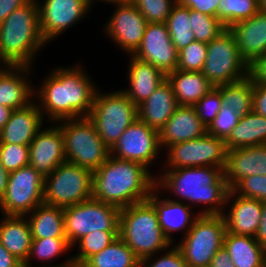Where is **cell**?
Here are the masks:
<instances>
[{"mask_svg":"<svg viewBox=\"0 0 266 267\" xmlns=\"http://www.w3.org/2000/svg\"><path fill=\"white\" fill-rule=\"evenodd\" d=\"M82 66L56 67L34 88V101L47 122L89 116L98 86Z\"/></svg>","mask_w":266,"mask_h":267,"instance_id":"cell-1","label":"cell"},{"mask_svg":"<svg viewBox=\"0 0 266 267\" xmlns=\"http://www.w3.org/2000/svg\"><path fill=\"white\" fill-rule=\"evenodd\" d=\"M223 169L219 167L162 169L161 172L154 174L156 187L160 191L167 190L169 194L171 192L173 196L180 198L176 200L169 198L172 201H183V203L186 201L191 208L195 205L204 206V209L198 211L199 215H220L225 211L229 192Z\"/></svg>","mask_w":266,"mask_h":267,"instance_id":"cell-2","label":"cell"},{"mask_svg":"<svg viewBox=\"0 0 266 267\" xmlns=\"http://www.w3.org/2000/svg\"><path fill=\"white\" fill-rule=\"evenodd\" d=\"M140 163L109 155L92 175V198L121 208L146 201L156 176Z\"/></svg>","mask_w":266,"mask_h":267,"instance_id":"cell-3","label":"cell"},{"mask_svg":"<svg viewBox=\"0 0 266 267\" xmlns=\"http://www.w3.org/2000/svg\"><path fill=\"white\" fill-rule=\"evenodd\" d=\"M40 30L39 6L36 0L14 10L0 23V65L30 66L47 46Z\"/></svg>","mask_w":266,"mask_h":267,"instance_id":"cell-4","label":"cell"},{"mask_svg":"<svg viewBox=\"0 0 266 267\" xmlns=\"http://www.w3.org/2000/svg\"><path fill=\"white\" fill-rule=\"evenodd\" d=\"M119 237L141 261L172 246L148 200L120 209Z\"/></svg>","mask_w":266,"mask_h":267,"instance_id":"cell-5","label":"cell"},{"mask_svg":"<svg viewBox=\"0 0 266 267\" xmlns=\"http://www.w3.org/2000/svg\"><path fill=\"white\" fill-rule=\"evenodd\" d=\"M64 138L66 162L97 170L109 157L110 148L103 142L88 117L56 122Z\"/></svg>","mask_w":266,"mask_h":267,"instance_id":"cell-6","label":"cell"},{"mask_svg":"<svg viewBox=\"0 0 266 267\" xmlns=\"http://www.w3.org/2000/svg\"><path fill=\"white\" fill-rule=\"evenodd\" d=\"M98 89L88 118L111 149L121 134L138 119V107L120 89L101 93Z\"/></svg>","mask_w":266,"mask_h":267,"instance_id":"cell-7","label":"cell"},{"mask_svg":"<svg viewBox=\"0 0 266 267\" xmlns=\"http://www.w3.org/2000/svg\"><path fill=\"white\" fill-rule=\"evenodd\" d=\"M225 219L220 215H199L190 230L176 244L189 267H208L223 246Z\"/></svg>","mask_w":266,"mask_h":267,"instance_id":"cell-8","label":"cell"},{"mask_svg":"<svg viewBox=\"0 0 266 267\" xmlns=\"http://www.w3.org/2000/svg\"><path fill=\"white\" fill-rule=\"evenodd\" d=\"M92 175L88 168L68 162L60 164L44 178V203L65 208L92 198Z\"/></svg>","mask_w":266,"mask_h":267,"instance_id":"cell-9","label":"cell"},{"mask_svg":"<svg viewBox=\"0 0 266 267\" xmlns=\"http://www.w3.org/2000/svg\"><path fill=\"white\" fill-rule=\"evenodd\" d=\"M201 72L214 87L248 76V64L240 56L236 39L229 28L207 43V56Z\"/></svg>","mask_w":266,"mask_h":267,"instance_id":"cell-10","label":"cell"},{"mask_svg":"<svg viewBox=\"0 0 266 267\" xmlns=\"http://www.w3.org/2000/svg\"><path fill=\"white\" fill-rule=\"evenodd\" d=\"M66 239L71 247L95 230L119 231L120 208L90 198L79 204L64 208Z\"/></svg>","mask_w":266,"mask_h":267,"instance_id":"cell-11","label":"cell"},{"mask_svg":"<svg viewBox=\"0 0 266 267\" xmlns=\"http://www.w3.org/2000/svg\"><path fill=\"white\" fill-rule=\"evenodd\" d=\"M166 151L162 169L225 167V141L208 133L194 140L173 144Z\"/></svg>","mask_w":266,"mask_h":267,"instance_id":"cell-12","label":"cell"},{"mask_svg":"<svg viewBox=\"0 0 266 267\" xmlns=\"http://www.w3.org/2000/svg\"><path fill=\"white\" fill-rule=\"evenodd\" d=\"M44 177L32 166L27 165L9 174L0 211L4 215L25 216L44 203Z\"/></svg>","mask_w":266,"mask_h":267,"instance_id":"cell-13","label":"cell"},{"mask_svg":"<svg viewBox=\"0 0 266 267\" xmlns=\"http://www.w3.org/2000/svg\"><path fill=\"white\" fill-rule=\"evenodd\" d=\"M159 132L137 119L110 149V155L137 162L149 169L160 156ZM150 165V166H149Z\"/></svg>","mask_w":266,"mask_h":267,"instance_id":"cell-14","label":"cell"},{"mask_svg":"<svg viewBox=\"0 0 266 267\" xmlns=\"http://www.w3.org/2000/svg\"><path fill=\"white\" fill-rule=\"evenodd\" d=\"M39 6L40 30L43 39L51 43L60 34L88 17L90 0H36ZM43 1V2H42Z\"/></svg>","mask_w":266,"mask_h":267,"instance_id":"cell-15","label":"cell"},{"mask_svg":"<svg viewBox=\"0 0 266 267\" xmlns=\"http://www.w3.org/2000/svg\"><path fill=\"white\" fill-rule=\"evenodd\" d=\"M113 5L116 9L103 26L105 35L126 54L133 55L141 45L148 22L132 2Z\"/></svg>","mask_w":266,"mask_h":267,"instance_id":"cell-16","label":"cell"},{"mask_svg":"<svg viewBox=\"0 0 266 267\" xmlns=\"http://www.w3.org/2000/svg\"><path fill=\"white\" fill-rule=\"evenodd\" d=\"M165 75L177 69L178 51L171 41L166 23H147L141 45L133 54Z\"/></svg>","mask_w":266,"mask_h":267,"instance_id":"cell-17","label":"cell"},{"mask_svg":"<svg viewBox=\"0 0 266 267\" xmlns=\"http://www.w3.org/2000/svg\"><path fill=\"white\" fill-rule=\"evenodd\" d=\"M41 128L29 144V165L44 178L66 162L64 138L58 124Z\"/></svg>","mask_w":266,"mask_h":267,"instance_id":"cell-18","label":"cell"},{"mask_svg":"<svg viewBox=\"0 0 266 267\" xmlns=\"http://www.w3.org/2000/svg\"><path fill=\"white\" fill-rule=\"evenodd\" d=\"M223 173L229 190L246 177L266 175V144L227 150Z\"/></svg>","mask_w":266,"mask_h":267,"instance_id":"cell-19","label":"cell"},{"mask_svg":"<svg viewBox=\"0 0 266 267\" xmlns=\"http://www.w3.org/2000/svg\"><path fill=\"white\" fill-rule=\"evenodd\" d=\"M225 206L228 211H224L222 215L225 219L226 231L254 237L260 224L262 201L246 198L229 190Z\"/></svg>","mask_w":266,"mask_h":267,"instance_id":"cell-20","label":"cell"},{"mask_svg":"<svg viewBox=\"0 0 266 267\" xmlns=\"http://www.w3.org/2000/svg\"><path fill=\"white\" fill-rule=\"evenodd\" d=\"M160 192L159 188L155 187L147 200L154 206L161 229L173 244L176 243L173 233L180 232L185 236L199 214L196 212L194 215L192 208L186 203L172 201L169 197L163 198Z\"/></svg>","mask_w":266,"mask_h":267,"instance_id":"cell-21","label":"cell"},{"mask_svg":"<svg viewBox=\"0 0 266 267\" xmlns=\"http://www.w3.org/2000/svg\"><path fill=\"white\" fill-rule=\"evenodd\" d=\"M32 69L30 66L2 65L1 67L0 65L1 105L16 110L24 108L34 101L35 87L29 80Z\"/></svg>","mask_w":266,"mask_h":267,"instance_id":"cell-22","label":"cell"},{"mask_svg":"<svg viewBox=\"0 0 266 267\" xmlns=\"http://www.w3.org/2000/svg\"><path fill=\"white\" fill-rule=\"evenodd\" d=\"M206 133L207 127L198 117L194 106L179 105L159 131L161 150L173 144L202 137Z\"/></svg>","mask_w":266,"mask_h":267,"instance_id":"cell-23","label":"cell"},{"mask_svg":"<svg viewBox=\"0 0 266 267\" xmlns=\"http://www.w3.org/2000/svg\"><path fill=\"white\" fill-rule=\"evenodd\" d=\"M233 32L240 56L250 65L256 58L266 54V13L259 11L249 19L234 23Z\"/></svg>","mask_w":266,"mask_h":267,"instance_id":"cell-24","label":"cell"},{"mask_svg":"<svg viewBox=\"0 0 266 267\" xmlns=\"http://www.w3.org/2000/svg\"><path fill=\"white\" fill-rule=\"evenodd\" d=\"M44 117L37 103L13 110L6 125L0 131V143L29 145L43 127Z\"/></svg>","mask_w":266,"mask_h":267,"instance_id":"cell-25","label":"cell"},{"mask_svg":"<svg viewBox=\"0 0 266 267\" xmlns=\"http://www.w3.org/2000/svg\"><path fill=\"white\" fill-rule=\"evenodd\" d=\"M128 88L121 89L138 107L166 80V75L150 63L129 56Z\"/></svg>","mask_w":266,"mask_h":267,"instance_id":"cell-26","label":"cell"},{"mask_svg":"<svg viewBox=\"0 0 266 267\" xmlns=\"http://www.w3.org/2000/svg\"><path fill=\"white\" fill-rule=\"evenodd\" d=\"M178 106L172 86L166 79L138 106V119L159 132Z\"/></svg>","mask_w":266,"mask_h":267,"instance_id":"cell-27","label":"cell"},{"mask_svg":"<svg viewBox=\"0 0 266 267\" xmlns=\"http://www.w3.org/2000/svg\"><path fill=\"white\" fill-rule=\"evenodd\" d=\"M32 240L26 216L4 215L0 219V243L23 264L29 256Z\"/></svg>","mask_w":266,"mask_h":267,"instance_id":"cell-28","label":"cell"},{"mask_svg":"<svg viewBox=\"0 0 266 267\" xmlns=\"http://www.w3.org/2000/svg\"><path fill=\"white\" fill-rule=\"evenodd\" d=\"M171 84L178 105L194 106L214 86L202 72L174 70L166 75Z\"/></svg>","mask_w":266,"mask_h":267,"instance_id":"cell-29","label":"cell"},{"mask_svg":"<svg viewBox=\"0 0 266 267\" xmlns=\"http://www.w3.org/2000/svg\"><path fill=\"white\" fill-rule=\"evenodd\" d=\"M223 246L235 267H266V250L254 237L226 231Z\"/></svg>","mask_w":266,"mask_h":267,"instance_id":"cell-30","label":"cell"},{"mask_svg":"<svg viewBox=\"0 0 266 267\" xmlns=\"http://www.w3.org/2000/svg\"><path fill=\"white\" fill-rule=\"evenodd\" d=\"M63 213L64 208L43 203L25 215L32 238H66Z\"/></svg>","mask_w":266,"mask_h":267,"instance_id":"cell-31","label":"cell"},{"mask_svg":"<svg viewBox=\"0 0 266 267\" xmlns=\"http://www.w3.org/2000/svg\"><path fill=\"white\" fill-rule=\"evenodd\" d=\"M266 144V118L251 111L242 115L225 140L227 150Z\"/></svg>","mask_w":266,"mask_h":267,"instance_id":"cell-32","label":"cell"},{"mask_svg":"<svg viewBox=\"0 0 266 267\" xmlns=\"http://www.w3.org/2000/svg\"><path fill=\"white\" fill-rule=\"evenodd\" d=\"M84 264L86 267H141V260L120 237H117Z\"/></svg>","mask_w":266,"mask_h":267,"instance_id":"cell-33","label":"cell"},{"mask_svg":"<svg viewBox=\"0 0 266 267\" xmlns=\"http://www.w3.org/2000/svg\"><path fill=\"white\" fill-rule=\"evenodd\" d=\"M220 95L222 104L239 115L250 113L253 105V81L247 76L237 82L220 85Z\"/></svg>","mask_w":266,"mask_h":267,"instance_id":"cell-34","label":"cell"},{"mask_svg":"<svg viewBox=\"0 0 266 267\" xmlns=\"http://www.w3.org/2000/svg\"><path fill=\"white\" fill-rule=\"evenodd\" d=\"M190 23V8L176 2L171 9L166 24L171 41L177 51L195 41Z\"/></svg>","mask_w":266,"mask_h":267,"instance_id":"cell-35","label":"cell"},{"mask_svg":"<svg viewBox=\"0 0 266 267\" xmlns=\"http://www.w3.org/2000/svg\"><path fill=\"white\" fill-rule=\"evenodd\" d=\"M71 249L73 248L70 246L66 238L48 237L42 239H33L29 256L23 266L32 267L30 263L34 258L38 260V262L40 260L41 263H46L45 265H42V267H52L54 264L50 265V263L53 260L56 261L55 258L61 257L62 254L64 255L65 253H69Z\"/></svg>","mask_w":266,"mask_h":267,"instance_id":"cell-36","label":"cell"},{"mask_svg":"<svg viewBox=\"0 0 266 267\" xmlns=\"http://www.w3.org/2000/svg\"><path fill=\"white\" fill-rule=\"evenodd\" d=\"M259 0H220L218 19L226 28L259 12Z\"/></svg>","mask_w":266,"mask_h":267,"instance_id":"cell-37","label":"cell"},{"mask_svg":"<svg viewBox=\"0 0 266 267\" xmlns=\"http://www.w3.org/2000/svg\"><path fill=\"white\" fill-rule=\"evenodd\" d=\"M117 237L119 231L95 230L80 238L75 244L77 245L76 255L72 259L85 263L91 256L109 246Z\"/></svg>","mask_w":266,"mask_h":267,"instance_id":"cell-38","label":"cell"},{"mask_svg":"<svg viewBox=\"0 0 266 267\" xmlns=\"http://www.w3.org/2000/svg\"><path fill=\"white\" fill-rule=\"evenodd\" d=\"M191 29L195 41L209 43L226 29L224 24L214 16L190 9Z\"/></svg>","mask_w":266,"mask_h":267,"instance_id":"cell-39","label":"cell"},{"mask_svg":"<svg viewBox=\"0 0 266 267\" xmlns=\"http://www.w3.org/2000/svg\"><path fill=\"white\" fill-rule=\"evenodd\" d=\"M207 56V43L194 41L178 51L177 69L201 72Z\"/></svg>","mask_w":266,"mask_h":267,"instance_id":"cell-40","label":"cell"},{"mask_svg":"<svg viewBox=\"0 0 266 267\" xmlns=\"http://www.w3.org/2000/svg\"><path fill=\"white\" fill-rule=\"evenodd\" d=\"M148 23H166L177 0H132Z\"/></svg>","mask_w":266,"mask_h":267,"instance_id":"cell-41","label":"cell"},{"mask_svg":"<svg viewBox=\"0 0 266 267\" xmlns=\"http://www.w3.org/2000/svg\"><path fill=\"white\" fill-rule=\"evenodd\" d=\"M241 115L231 110L226 104H221V109L218 111L214 120L207 126V133L211 136L226 140L231 133V130L240 121Z\"/></svg>","mask_w":266,"mask_h":267,"instance_id":"cell-42","label":"cell"},{"mask_svg":"<svg viewBox=\"0 0 266 267\" xmlns=\"http://www.w3.org/2000/svg\"><path fill=\"white\" fill-rule=\"evenodd\" d=\"M0 160L8 172L29 165V145L0 143Z\"/></svg>","mask_w":266,"mask_h":267,"instance_id":"cell-43","label":"cell"},{"mask_svg":"<svg viewBox=\"0 0 266 267\" xmlns=\"http://www.w3.org/2000/svg\"><path fill=\"white\" fill-rule=\"evenodd\" d=\"M221 104L220 86H217L194 105L198 117L206 127L216 117L218 111L221 109Z\"/></svg>","mask_w":266,"mask_h":267,"instance_id":"cell-44","label":"cell"},{"mask_svg":"<svg viewBox=\"0 0 266 267\" xmlns=\"http://www.w3.org/2000/svg\"><path fill=\"white\" fill-rule=\"evenodd\" d=\"M232 190L240 196L266 202V175L246 177Z\"/></svg>","mask_w":266,"mask_h":267,"instance_id":"cell-45","label":"cell"},{"mask_svg":"<svg viewBox=\"0 0 266 267\" xmlns=\"http://www.w3.org/2000/svg\"><path fill=\"white\" fill-rule=\"evenodd\" d=\"M172 248V249H171ZM164 254L161 256H157L156 253L152 256L146 257L141 261V267H189L185 262L184 257L180 251V249L172 244V247L163 251ZM154 258V260H153Z\"/></svg>","mask_w":266,"mask_h":267,"instance_id":"cell-46","label":"cell"},{"mask_svg":"<svg viewBox=\"0 0 266 267\" xmlns=\"http://www.w3.org/2000/svg\"><path fill=\"white\" fill-rule=\"evenodd\" d=\"M177 2L192 10L218 18V4L220 0H177Z\"/></svg>","mask_w":266,"mask_h":267,"instance_id":"cell-47","label":"cell"},{"mask_svg":"<svg viewBox=\"0 0 266 267\" xmlns=\"http://www.w3.org/2000/svg\"><path fill=\"white\" fill-rule=\"evenodd\" d=\"M248 76L253 83L266 84V54L256 58L248 65Z\"/></svg>","mask_w":266,"mask_h":267,"instance_id":"cell-48","label":"cell"},{"mask_svg":"<svg viewBox=\"0 0 266 267\" xmlns=\"http://www.w3.org/2000/svg\"><path fill=\"white\" fill-rule=\"evenodd\" d=\"M252 111L266 118V84L253 83Z\"/></svg>","mask_w":266,"mask_h":267,"instance_id":"cell-49","label":"cell"},{"mask_svg":"<svg viewBox=\"0 0 266 267\" xmlns=\"http://www.w3.org/2000/svg\"><path fill=\"white\" fill-rule=\"evenodd\" d=\"M30 0H0V23L3 22L14 10L25 5Z\"/></svg>","mask_w":266,"mask_h":267,"instance_id":"cell-50","label":"cell"},{"mask_svg":"<svg viewBox=\"0 0 266 267\" xmlns=\"http://www.w3.org/2000/svg\"><path fill=\"white\" fill-rule=\"evenodd\" d=\"M208 267H235V265L232 263L226 248L222 246L216 252Z\"/></svg>","mask_w":266,"mask_h":267,"instance_id":"cell-51","label":"cell"},{"mask_svg":"<svg viewBox=\"0 0 266 267\" xmlns=\"http://www.w3.org/2000/svg\"><path fill=\"white\" fill-rule=\"evenodd\" d=\"M0 267H24L23 263L13 256L1 243H0Z\"/></svg>","mask_w":266,"mask_h":267,"instance_id":"cell-52","label":"cell"},{"mask_svg":"<svg viewBox=\"0 0 266 267\" xmlns=\"http://www.w3.org/2000/svg\"><path fill=\"white\" fill-rule=\"evenodd\" d=\"M254 238L266 250V202L263 201L260 224Z\"/></svg>","mask_w":266,"mask_h":267,"instance_id":"cell-53","label":"cell"},{"mask_svg":"<svg viewBox=\"0 0 266 267\" xmlns=\"http://www.w3.org/2000/svg\"><path fill=\"white\" fill-rule=\"evenodd\" d=\"M9 174L0 160V201L4 197L8 185Z\"/></svg>","mask_w":266,"mask_h":267,"instance_id":"cell-54","label":"cell"},{"mask_svg":"<svg viewBox=\"0 0 266 267\" xmlns=\"http://www.w3.org/2000/svg\"><path fill=\"white\" fill-rule=\"evenodd\" d=\"M13 109L0 104V131L8 122Z\"/></svg>","mask_w":266,"mask_h":267,"instance_id":"cell-55","label":"cell"},{"mask_svg":"<svg viewBox=\"0 0 266 267\" xmlns=\"http://www.w3.org/2000/svg\"><path fill=\"white\" fill-rule=\"evenodd\" d=\"M57 264L52 266V267H86L84 263L73 260L71 255L68 256V258H66L64 260V262L62 261L61 264H59V263H57Z\"/></svg>","mask_w":266,"mask_h":267,"instance_id":"cell-56","label":"cell"},{"mask_svg":"<svg viewBox=\"0 0 266 267\" xmlns=\"http://www.w3.org/2000/svg\"><path fill=\"white\" fill-rule=\"evenodd\" d=\"M95 1L97 2V0H90V3L91 5L95 3ZM106 2V3H111V4H114V3H128V2H131L132 0H99V2Z\"/></svg>","mask_w":266,"mask_h":267,"instance_id":"cell-57","label":"cell"},{"mask_svg":"<svg viewBox=\"0 0 266 267\" xmlns=\"http://www.w3.org/2000/svg\"><path fill=\"white\" fill-rule=\"evenodd\" d=\"M259 10L266 13V0H259Z\"/></svg>","mask_w":266,"mask_h":267,"instance_id":"cell-58","label":"cell"}]
</instances>
